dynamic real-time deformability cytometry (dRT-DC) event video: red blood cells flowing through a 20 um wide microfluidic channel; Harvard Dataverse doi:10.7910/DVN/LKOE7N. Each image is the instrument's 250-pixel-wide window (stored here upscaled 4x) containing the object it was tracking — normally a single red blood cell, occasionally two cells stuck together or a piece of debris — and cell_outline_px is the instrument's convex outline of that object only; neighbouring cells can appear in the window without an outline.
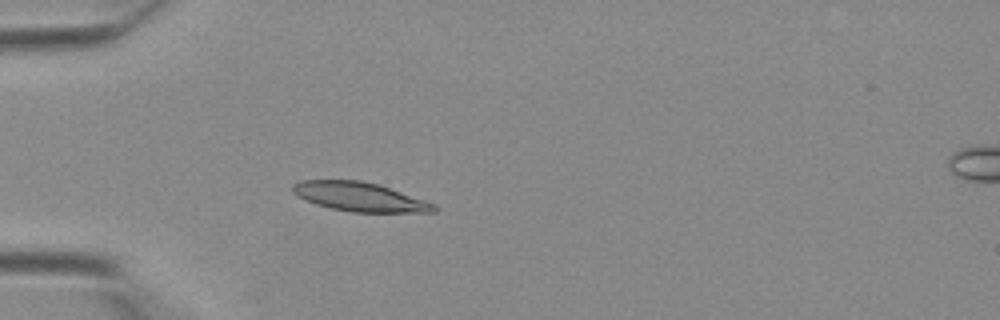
{"species": "Egyptian fruit bat (a non-hibernating species)", "species_latin": "Rousettus aegyptiacus", "temperature_condition": "warm", "stored_images_in_passage": 33, "camera_frame_rate_fps": 3000, "um_per_image_px": 0.085, "animal": {"sex": "female"}, "frame": {"image": 1, "passage_image": 4, "time_ms": 1.0, "image_size_px": [1000, 320], "cell_outline_px": [[436, 212], [352, 212], [332, 208], [316, 204], [292, 192], [292, 184], [300, 180], [360, 180], [380, 184], [436, 204]], "centroid_in_image_um": [30.6, 16.72], "position_along_channel_um": 54.4, "area_um2": 23.81}}
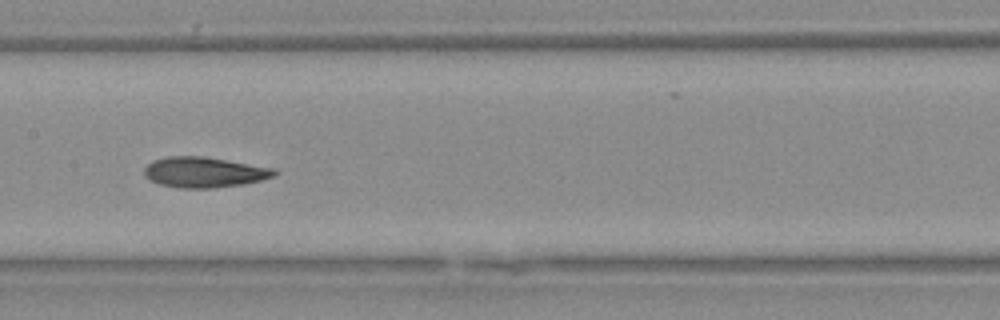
{"frame": {"image": 2, "passage_image": 13, "time_ms": 4.0, "image_size_px": [1000, 320], "cell_outline_px": [[276, 176], [260, 180], [240, 184], [212, 188], [180, 188], [160, 184], [148, 180], [144, 176], [144, 168], [152, 160], [168, 156], [204, 156], [276, 168]], "centroid_in_image_um": [17.33, 14.63], "position_along_channel_um": 190.1, "area_um2": 23.18}}
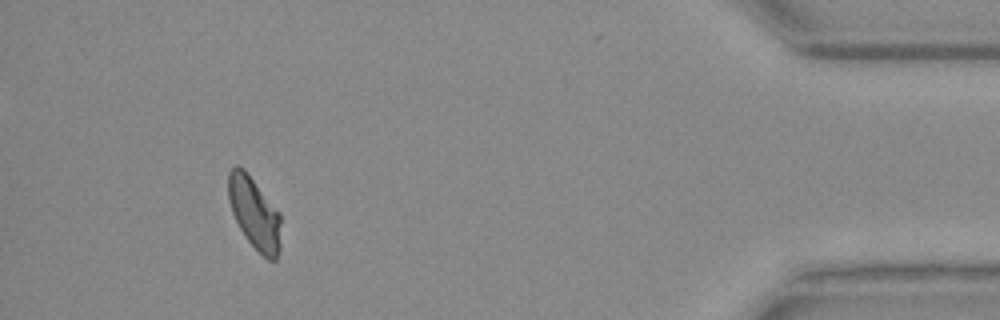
{"frame": {"image": 3, "passage_image": 30, "time_ms": 9.667, "image_size_px": [1000, 320], "cell_outline_px": [[280, 248], [276, 260], [268, 260], [244, 236], [232, 212], [228, 200], [228, 172], [236, 164], [244, 168], [280, 212]], "centroid_in_image_um": [21.62, 18.08], "position_along_channel_um": 413.6, "area_um2": 22.02}}